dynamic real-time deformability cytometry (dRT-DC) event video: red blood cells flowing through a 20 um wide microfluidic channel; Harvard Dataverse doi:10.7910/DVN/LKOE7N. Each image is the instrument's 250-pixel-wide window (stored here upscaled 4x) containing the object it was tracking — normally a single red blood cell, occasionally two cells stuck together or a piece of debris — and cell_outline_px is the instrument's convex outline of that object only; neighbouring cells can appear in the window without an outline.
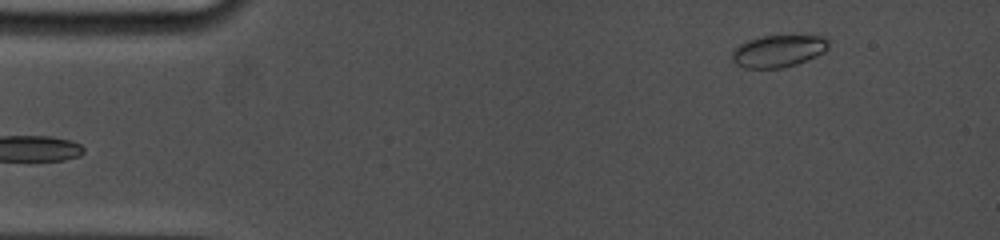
{"species": "common noctule bat (a hibernating species)", "species_latin": "Nyctalus noctula", "temperature_condition": "cold", "stored_images_in_passage": 9, "camera_frame_rate_fps": 5000, "um_per_image_px": 0.085, "animal": {"sex": "female", "body_mass_g": 19.0, "forearm_length_mm": 53.3}, "frame": {"image": 1, "passage_image": 3, "time_ms": 1.8, "image_size_px": [1000, 240], "cell_outline_px": [[828, 48], [824, 52], [816, 56], [796, 64], [780, 68], [744, 68], [736, 64], [732, 60], [732, 52], [740, 44], [748, 40], [764, 36], [828, 36]], "centroid_in_image_um": [66.16, 4.34], "position_along_channel_um": 18.8, "area_um2": 17.92}}
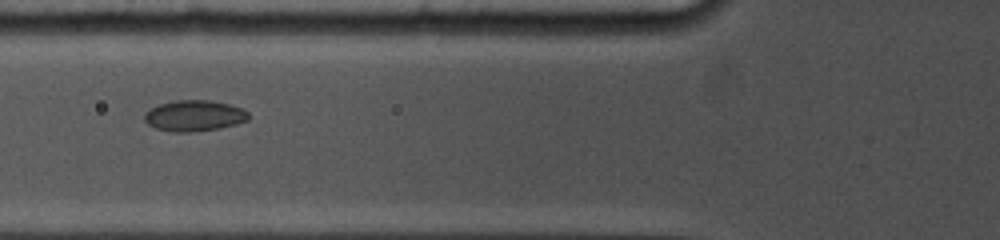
{"frame": {"image": 2, "passage_image": 8, "time_ms": 6.4, "image_size_px": [1000, 240], "cell_outline_px": [[248, 120], [236, 124], [220, 128], [188, 132], [172, 132], [156, 128], [148, 124], [144, 120], [144, 112], [160, 104], [176, 100], [208, 100], [228, 104], [240, 108], [248, 112]], "centroid_in_image_um": [16.49, 9.84], "position_along_channel_um": 109.3, "area_um2": 18.61}}
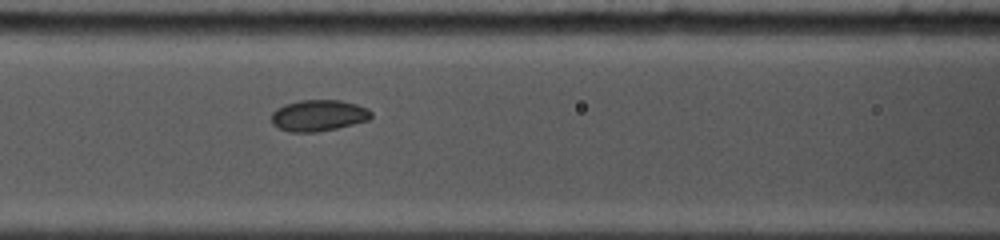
{"frame": {"image": 3, "passage_image": 9, "time_ms": 7.2, "image_size_px": [1000, 240], "cell_outline_px": [[372, 116], [368, 120], [336, 128], [316, 132], [288, 132], [272, 124], [272, 112], [276, 108], [284, 104], [300, 100], [340, 100], [356, 104], [368, 108], [372, 112]], "centroid_in_image_um": [27.06, 9.81], "position_along_channel_um": 139.5, "area_um2": 18.21}}